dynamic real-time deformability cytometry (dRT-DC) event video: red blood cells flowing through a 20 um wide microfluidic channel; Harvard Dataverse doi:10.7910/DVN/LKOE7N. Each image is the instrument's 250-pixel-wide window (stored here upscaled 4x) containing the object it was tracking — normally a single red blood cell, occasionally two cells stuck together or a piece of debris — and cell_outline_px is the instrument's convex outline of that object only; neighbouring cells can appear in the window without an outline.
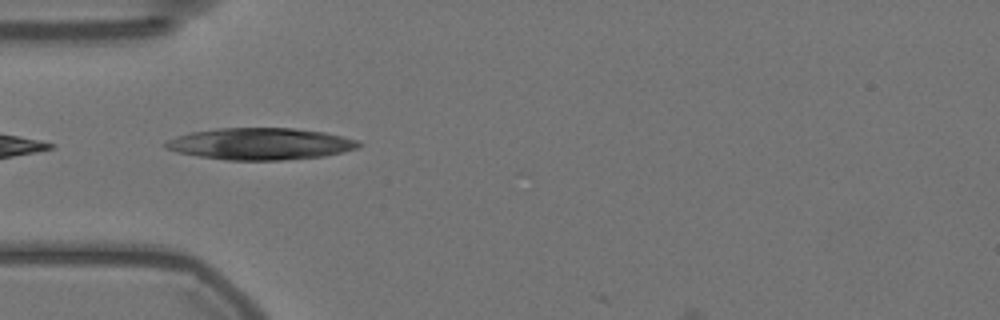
{"species": "Egyptian fruit bat (a non-hibernating species)", "species_latin": "Rousettus aegyptiacus", "temperature_condition": "warm", "stored_images_in_passage": 6, "camera_frame_rate_fps": 3000, "um_per_image_px": 0.085, "animal": {"sex": "female"}, "frame": {"image": 1, "passage_image": 3, "time_ms": 0.667, "image_size_px": [1000, 320], "cell_outline_px": [[364, 144], [360, 148], [324, 156], [280, 160], [228, 160], [200, 156], [176, 152], [164, 148], [164, 144], [168, 140], [176, 136], [192, 132], [216, 128], [292, 128], [324, 132], [356, 140]], "centroid_in_image_um": [22.14, 12.22], "position_along_channel_um": 62.9, "area_um2": 35.66}}